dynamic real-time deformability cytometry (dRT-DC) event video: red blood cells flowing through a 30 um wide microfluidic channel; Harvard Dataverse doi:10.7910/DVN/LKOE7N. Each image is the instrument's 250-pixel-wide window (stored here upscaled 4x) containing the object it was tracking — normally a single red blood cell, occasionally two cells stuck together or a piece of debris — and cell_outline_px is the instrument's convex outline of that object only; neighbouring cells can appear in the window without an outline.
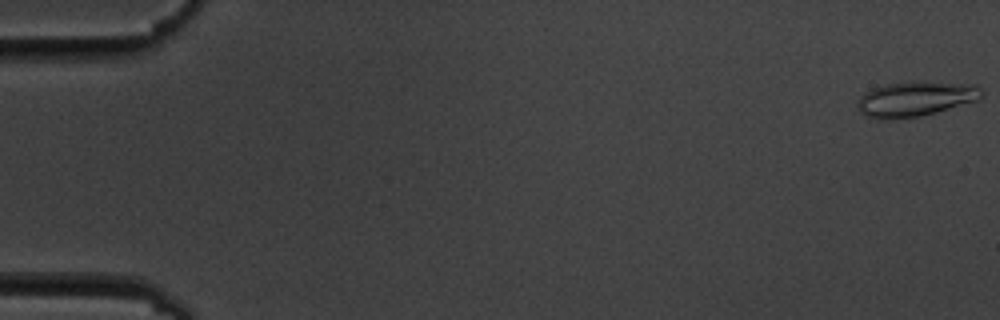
{"species": "common noctule bat (a hibernating species)", "species_latin": "Nyctalus noctula", "temperature_condition": "cold", "stored_images_in_passage": 9, "camera_frame_rate_fps": 3000, "um_per_image_px": 0.085, "animal": {"sex": "male", "body_mass_g": 19.5, "forearm_length_mm": 54.6}, "frame": {"image": 1, "passage_image": 1, "time_ms": 0.0, "image_size_px": [1000, 320], "cell_outline_px": [[984, 96], [976, 100], [936, 112], [920, 116], [888, 120], [876, 120], [860, 112], [856, 104], [860, 96], [864, 92], [872, 88], [884, 84], [976, 84], [984, 88]], "centroid_in_image_um": [77.77, 8.45], "position_along_channel_um": 7.2, "area_um2": 24.62}}
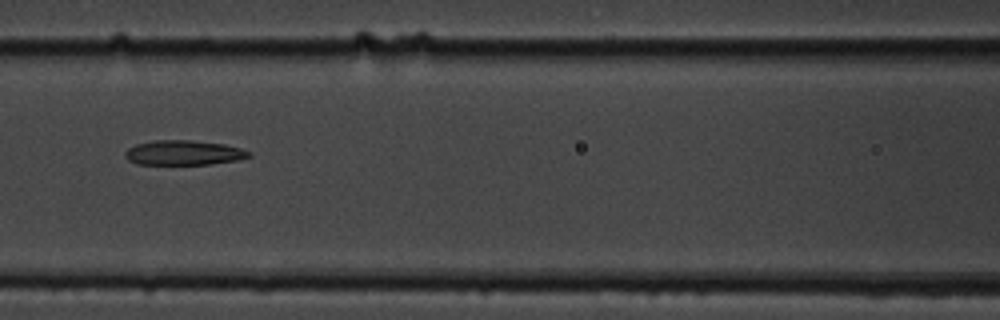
{"frame": {"image": 2, "passage_image": 8, "time_ms": 8.333, "image_size_px": [1000, 320], "cell_outline_px": [[252, 156], [236, 160], [212, 164], [136, 164], [128, 160], [124, 156], [124, 152], [128, 148], [136, 144], [152, 140], [192, 140], [224, 144], [240, 148], [252, 152]], "centroid_in_image_um": [15.6, 12.98], "position_along_channel_um": 151.0, "area_um2": 17.98}}
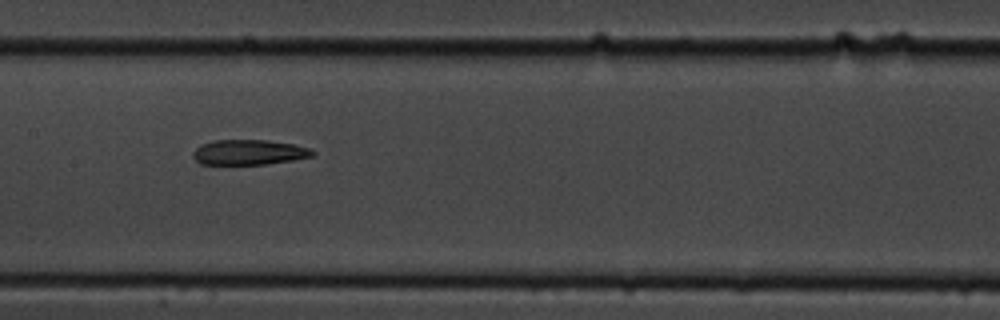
{"frame": {"image": 3, "passage_image": 9, "time_ms": 9.333, "image_size_px": [1000, 320], "cell_outline_px": [[316, 152], [312, 156], [292, 160], [264, 164], [200, 164], [192, 156], [192, 152], [200, 144], [212, 140], [268, 140], [292, 144], [308, 148]], "centroid_in_image_um": [21.11, 12.94], "position_along_channel_um": 186.3, "area_um2": 17.46}}